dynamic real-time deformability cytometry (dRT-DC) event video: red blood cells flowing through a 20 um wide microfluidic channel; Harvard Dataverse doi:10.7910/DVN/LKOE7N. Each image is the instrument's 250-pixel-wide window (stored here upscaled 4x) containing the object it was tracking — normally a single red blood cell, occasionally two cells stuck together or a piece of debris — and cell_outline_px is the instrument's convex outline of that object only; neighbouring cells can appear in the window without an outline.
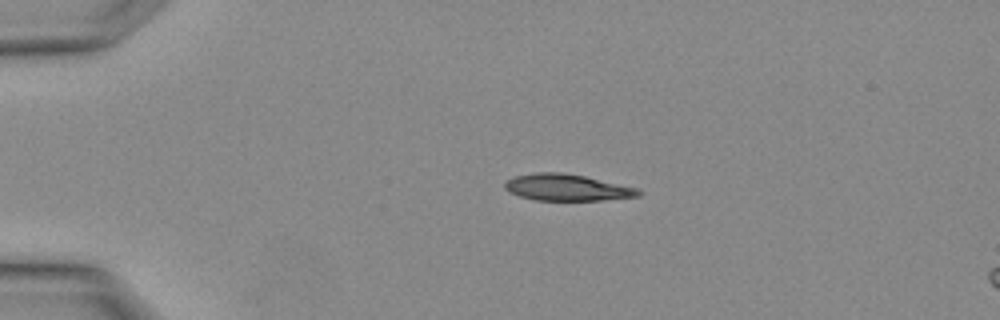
{"species": "Egyptian fruit bat (a non-hibernating species)", "species_latin": "Rousettus aegyptiacus", "temperature_condition": "warm", "stored_images_in_passage": 2, "camera_frame_rate_fps": 3000, "um_per_image_px": 0.085, "animal": {"sex": "female"}, "frame": {"image": 1, "passage_image": 1, "time_ms": 0.0, "image_size_px": [1000, 320], "cell_outline_px": [[644, 192], [640, 196], [604, 200], [536, 200], [520, 196], [504, 188], [504, 180], [512, 176], [536, 172], [560, 172], [584, 176], [636, 188]], "centroid_in_image_um": [48.16, 15.93], "position_along_channel_um": 36.8, "area_um2": 20.63}}